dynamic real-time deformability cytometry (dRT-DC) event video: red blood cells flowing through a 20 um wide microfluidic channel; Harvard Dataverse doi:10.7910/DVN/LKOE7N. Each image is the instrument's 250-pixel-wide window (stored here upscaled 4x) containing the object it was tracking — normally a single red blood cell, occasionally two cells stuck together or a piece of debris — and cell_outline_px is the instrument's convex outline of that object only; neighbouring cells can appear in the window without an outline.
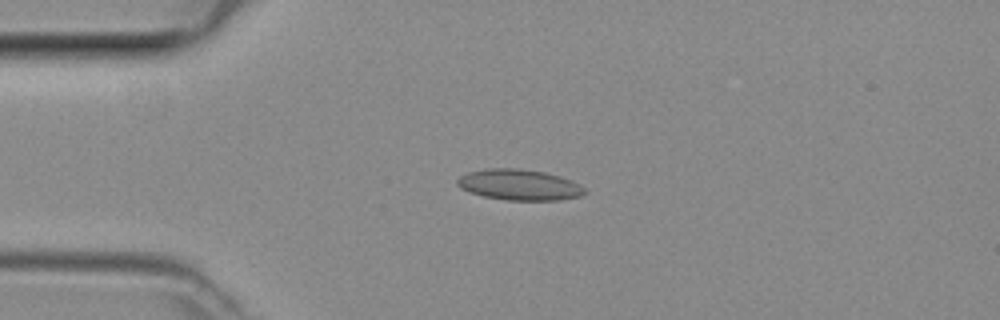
{"species": "common noctule bat (a hibernating species)", "species_latin": "Nyctalus noctula", "temperature_condition": "room temperature", "stored_images_in_passage": 45, "camera_frame_rate_fps": 3000, "um_per_image_px": 0.085, "animal": {"sex": "female", "body_mass_g": 29.2, "forearm_length_mm": 56.3}, "frame": {"image": 1, "passage_image": 10, "time_ms": 3.0, "image_size_px": [1000, 320], "cell_outline_px": [[588, 192], [580, 196], [560, 200], [504, 200], [484, 196], [468, 192], [460, 188], [456, 184], [456, 180], [460, 176], [468, 172], [488, 168], [516, 168], [544, 172], [560, 176], [580, 184]], "centroid_in_image_um": [44.12, 15.71], "position_along_channel_um": 40.9, "area_um2": 23.0}}
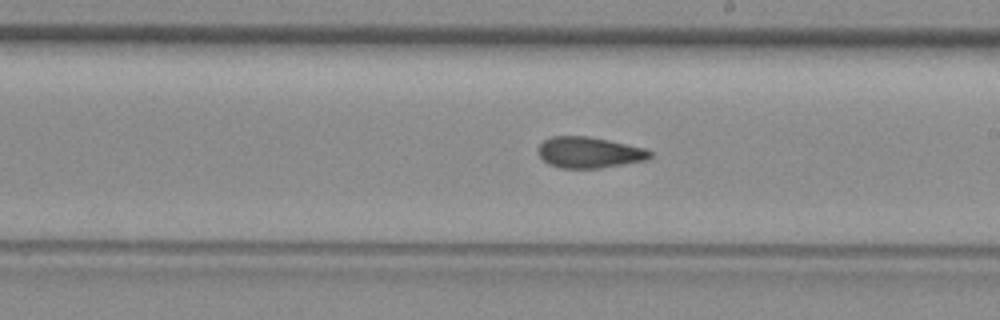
{"frame": {"image": 2, "passage_image": 25, "time_ms": 8.0, "image_size_px": [1000, 320], "cell_outline_px": [[652, 156], [648, 160], [600, 168], [560, 168], [548, 164], [540, 156], [540, 144], [544, 140], [552, 136], [588, 136], [608, 140], [644, 148], [652, 152]], "centroid_in_image_um": [50.11, 12.96], "position_along_channel_um": 238.9, "area_um2": 20.11}}
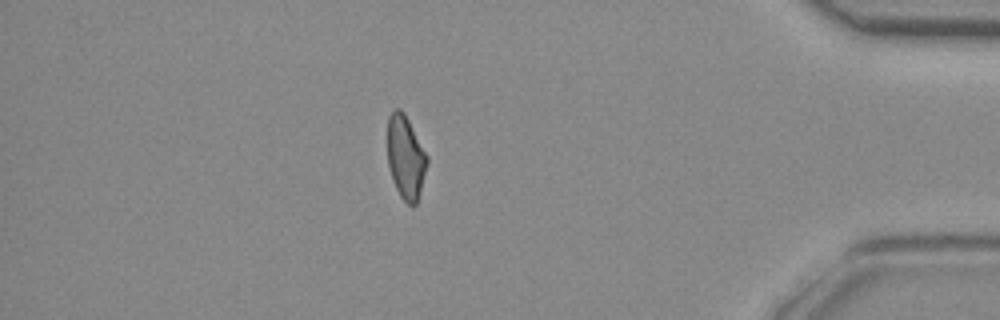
{"frame": {"image": 3, "passage_image": 39, "time_ms": 12.667, "image_size_px": [1000, 320], "cell_outline_px": [[428, 164], [416, 204], [412, 208], [400, 196], [396, 188], [388, 164], [388, 116], [396, 108], [400, 108], [404, 112], [428, 156]], "centroid_in_image_um": [34.49, 13.37], "position_along_channel_um": 400.7, "area_um2": 19.13}}